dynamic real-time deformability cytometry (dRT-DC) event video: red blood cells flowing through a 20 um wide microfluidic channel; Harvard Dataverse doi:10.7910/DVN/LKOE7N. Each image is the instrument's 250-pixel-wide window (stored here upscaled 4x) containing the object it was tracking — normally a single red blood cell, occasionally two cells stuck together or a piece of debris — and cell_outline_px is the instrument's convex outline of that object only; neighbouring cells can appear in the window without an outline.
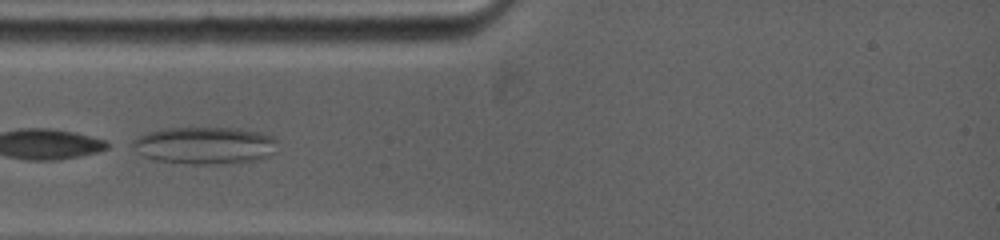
{"species": "common noctule bat (a hibernating species)", "species_latin": "Nyctalus noctula", "temperature_condition": "warm", "stored_images_in_passage": 3, "camera_frame_rate_fps": 5000, "um_per_image_px": 0.085, "animal": {"sex": "female", "body_mass_g": 19.0, "forearm_length_mm": 53.3}, "frame": {"image": 1, "passage_image": 2, "time_ms": 0.4, "image_size_px": [1000, 240], "cell_outline_px": [[276, 140], [272, 152], [268, 156], [256, 160], [212, 164], [192, 164], [156, 160], [144, 156], [136, 152], [132, 148], [132, 140], [148, 132], [164, 128], [240, 128], [272, 136]], "centroid_in_image_um": [17.34, 12.35], "position_along_channel_um": 67.7, "area_um2": 31.1}}